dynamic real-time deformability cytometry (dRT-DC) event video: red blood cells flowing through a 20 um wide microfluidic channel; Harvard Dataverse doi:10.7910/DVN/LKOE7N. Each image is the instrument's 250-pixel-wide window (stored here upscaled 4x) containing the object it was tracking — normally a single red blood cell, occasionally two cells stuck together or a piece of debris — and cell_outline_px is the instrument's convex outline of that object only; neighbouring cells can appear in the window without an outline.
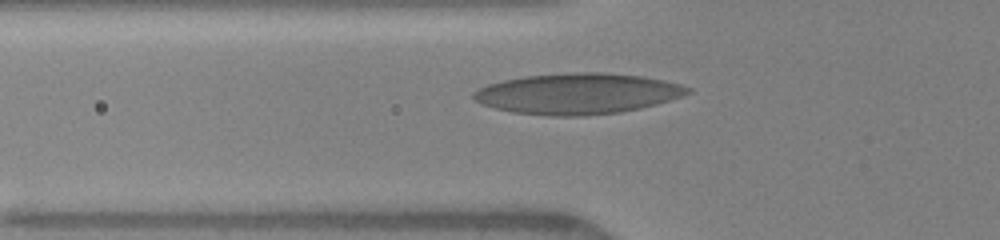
{"species": "human", "species_latin": "Homo sapiens", "temperature_condition": "warm", "stored_images_in_passage": 3, "camera_frame_rate_fps": 3000, "um_per_image_px": 0.085, "donor": {"sex": "female"}, "frame": {"image": 1, "passage_image": 2, "time_ms": 0.333, "image_size_px": [1000, 240], "cell_outline_px": [[692, 92], [684, 96], [656, 104], [640, 108], [620, 112], [580, 116], [556, 116], [512, 112], [496, 108], [484, 104], [476, 100], [472, 96], [472, 92], [488, 84], [504, 80], [524, 76], [576, 72], [600, 72], [640, 76], [680, 84], [692, 88]], "centroid_in_image_um": [49.12, 7.96], "position_along_channel_um": 76.7, "area_um2": 50.58}}